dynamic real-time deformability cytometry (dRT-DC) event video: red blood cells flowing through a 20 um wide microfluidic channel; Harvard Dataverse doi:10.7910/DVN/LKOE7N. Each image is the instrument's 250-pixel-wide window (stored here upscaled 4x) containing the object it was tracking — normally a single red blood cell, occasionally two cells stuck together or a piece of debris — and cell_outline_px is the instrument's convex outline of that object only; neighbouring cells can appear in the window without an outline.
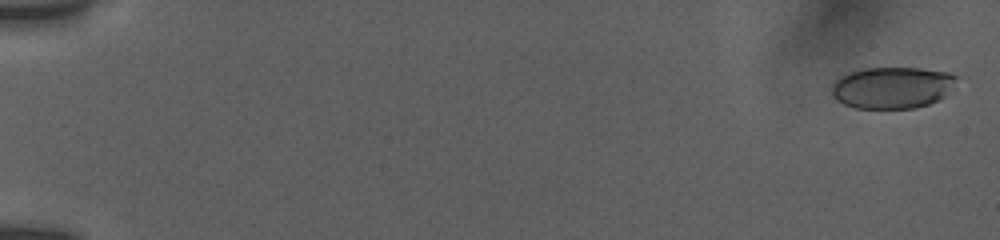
{"species": "human", "species_latin": "Homo sapiens", "temperature_condition": "room temperature", "stored_images_in_passage": 43, "camera_frame_rate_fps": 3000, "um_per_image_px": 0.085, "donor": {"sex": "female"}, "frame": {"image": 1, "passage_image": 2, "time_ms": 0.333, "image_size_px": [1000, 240], "cell_outline_px": [[956, 76], [944, 96], [928, 104], [916, 108], [856, 108], [844, 104], [836, 100], [832, 96], [832, 84], [840, 76], [864, 68], [920, 68], [948, 72]], "centroid_in_image_um": [75.78, 7.45], "position_along_channel_um": 9.2, "area_um2": 29.88}}
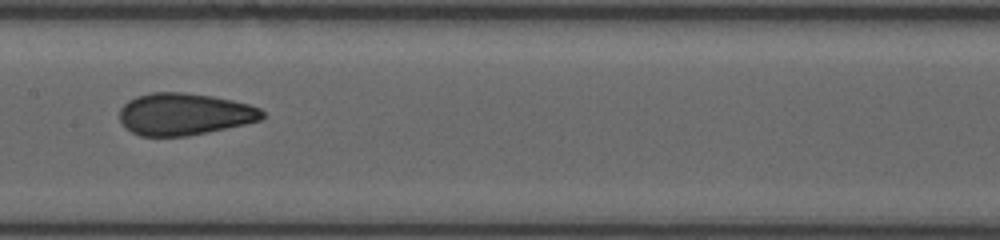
{"frame": {"image": 2, "passage_image": 21, "time_ms": 10.0, "image_size_px": [1000, 240], "cell_outline_px": [[264, 116], [260, 120], [244, 124], [188, 136], [140, 136], [132, 132], [120, 120], [120, 108], [128, 100], [136, 96], [152, 92], [184, 92], [212, 96], [232, 100], [248, 104], [260, 108], [264, 112]], "centroid_in_image_um": [15.66, 9.69], "position_along_channel_um": 191.7, "area_um2": 34.8}}
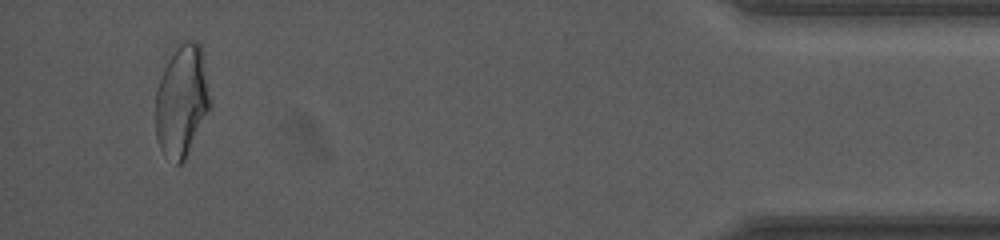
{"frame": {"image": 3, "passage_image": 40, "time_ms": 17.667, "image_size_px": [1000, 240], "cell_outline_px": [[212, 108], [184, 160], [180, 164], [176, 164], [164, 156], [160, 148], [156, 136], [156, 92], [164, 68], [176, 40], [192, 40], [200, 44], [204, 52], [212, 100]], "centroid_in_image_um": [15.5, 8.5], "position_along_channel_um": 419.7, "area_um2": 36.76}, "authors_computed_cell_mechanics": {"area_um2": 33.9286, "velocity_mm_per_s": 3.7863, "shape_relaxation_time_tau1_ms": null, "shape_relaxation_time_tau2_ms": 1.1257, "deformation_change_tau1": null, "deformation_change_tau2": 0.067}}